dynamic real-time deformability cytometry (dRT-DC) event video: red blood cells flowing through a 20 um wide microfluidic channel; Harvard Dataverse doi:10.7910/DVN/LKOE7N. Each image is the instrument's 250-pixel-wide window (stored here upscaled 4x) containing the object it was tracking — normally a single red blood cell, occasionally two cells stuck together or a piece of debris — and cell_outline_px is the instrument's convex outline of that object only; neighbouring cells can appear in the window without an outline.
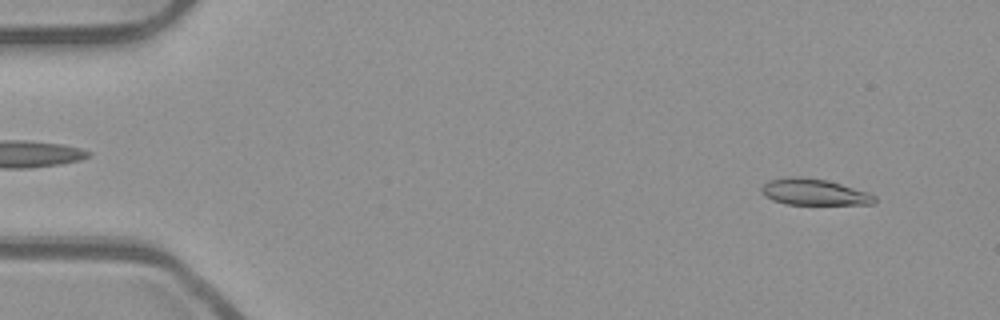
{"species": "common noctule bat (a hibernating species)", "species_latin": "Nyctalus noctula", "temperature_condition": "room temperature", "stored_images_in_passage": 53, "camera_frame_rate_fps": 3000, "um_per_image_px": 0.085, "animal": {"sex": "male", "body_mass_g": 23.1, "forearm_length_mm": 52.7}, "frame": {"image": 1, "passage_image": 4, "time_ms": 1.0, "image_size_px": [1000, 320], "cell_outline_px": [[876, 200], [872, 204], [784, 204], [772, 200], [764, 196], [760, 192], [760, 188], [768, 180], [788, 176], [800, 176], [828, 180], [868, 192], [876, 196]], "centroid_in_image_um": [69.14, 16.31], "position_along_channel_um": 15.9, "area_um2": 17.51}}
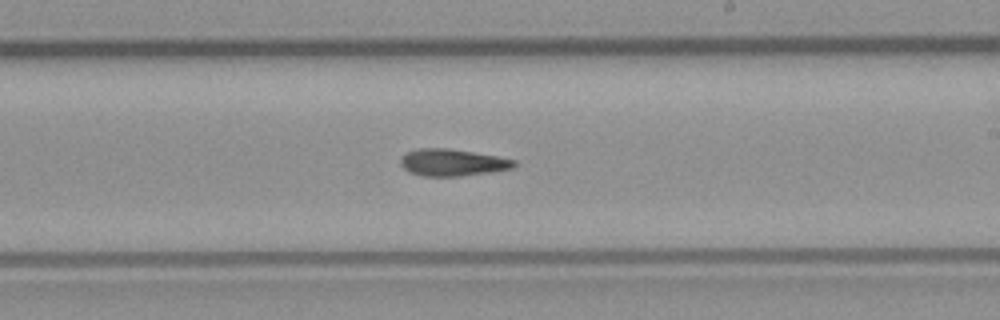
{"frame": {"image": 2, "passage_image": 31, "time_ms": 10.0, "image_size_px": [1000, 320], "cell_outline_px": [[516, 164], [512, 168], [492, 172], [460, 176], [424, 176], [408, 172], [400, 164], [400, 156], [416, 148], [448, 148], [496, 156], [516, 160]], "centroid_in_image_um": [38.42, 13.81], "position_along_channel_um": 250.6, "area_um2": 17.86}}
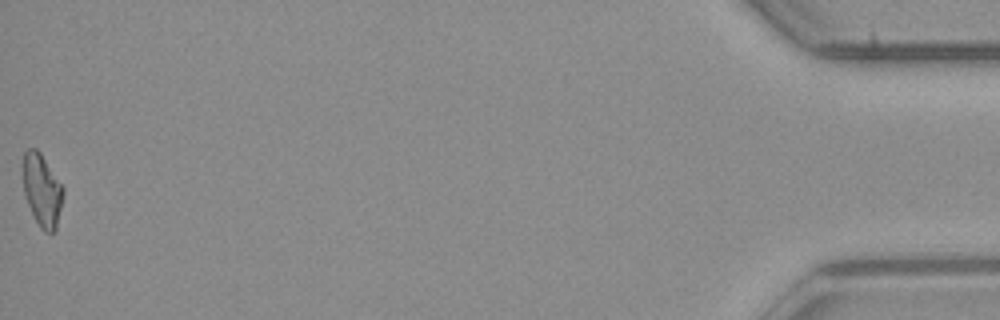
{"frame": {"image": 3, "passage_image": 53, "time_ms": 17.333, "image_size_px": [1000, 320], "cell_outline_px": [[64, 192], [56, 232], [44, 232], [40, 228], [28, 204], [24, 192], [24, 152], [28, 148], [36, 148], [40, 152], [64, 188]], "centroid_in_image_um": [3.6, 16.19], "position_along_channel_um": 431.6, "area_um2": 16.76}, "authors_computed_cell_mechanics": {"area_um2": 17.5134, "velocity_mm_per_s": 3.883, "shape_relaxation_time_tau1_ms": null, "shape_relaxation_time_tau2_ms": 8.69, "deformation_change_tau1": null, "deformation_change_tau2": 0.1977}}